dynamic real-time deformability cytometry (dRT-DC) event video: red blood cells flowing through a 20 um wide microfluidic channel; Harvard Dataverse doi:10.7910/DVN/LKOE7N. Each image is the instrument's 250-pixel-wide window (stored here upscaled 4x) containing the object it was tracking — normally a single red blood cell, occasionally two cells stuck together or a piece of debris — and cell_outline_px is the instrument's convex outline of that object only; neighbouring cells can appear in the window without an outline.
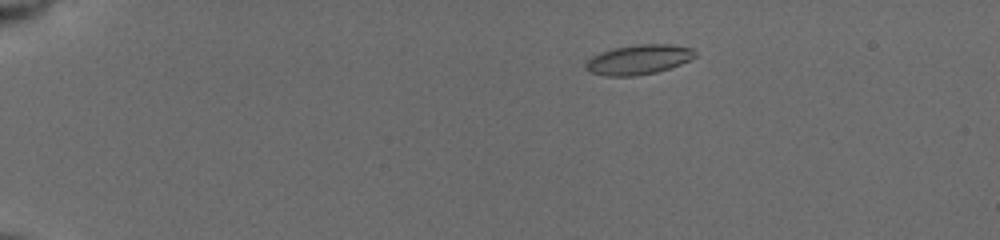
{"species": "common noctule bat (a hibernating species)", "species_latin": "Nyctalus noctula", "temperature_condition": "cold", "stored_images_in_passage": 27, "camera_frame_rate_fps": 3000, "um_per_image_px": 0.085, "animal": {"sex": "female", "body_mass_g": 19.5, "forearm_length_mm": 54.1}, "frame": {"image": 1, "passage_image": 1, "time_ms": 0.0, "image_size_px": [1000, 240], "cell_outline_px": [[696, 56], [680, 64], [656, 72], [632, 76], [604, 76], [592, 72], [584, 68], [584, 64], [592, 56], [600, 52], [616, 48], [636, 44], [672, 44], [692, 48], [696, 52]], "centroid_in_image_um": [54.27, 5.06], "position_along_channel_um": 30.7, "area_um2": 18.84}}
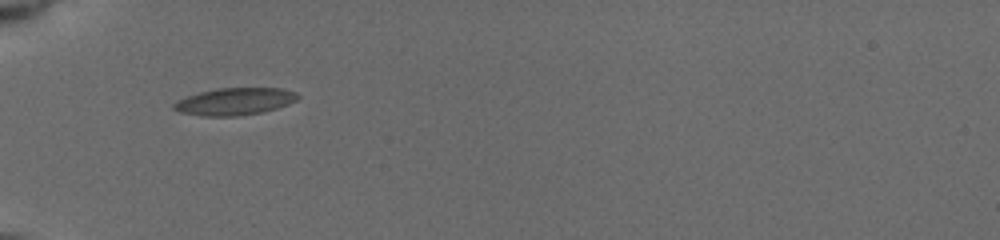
{"frame": {"image": 2, "passage_image": 18, "time_ms": 3.0, "image_size_px": [1000, 240], "cell_outline_px": [[300, 96], [296, 100], [288, 104], [264, 112], [236, 116], [200, 116], [180, 112], [172, 108], [172, 104], [176, 100], [200, 92], [216, 88], [280, 88], [296, 92]], "centroid_in_image_um": [19.93, 8.63], "position_along_channel_um": 65.1, "area_um2": 19.71}}
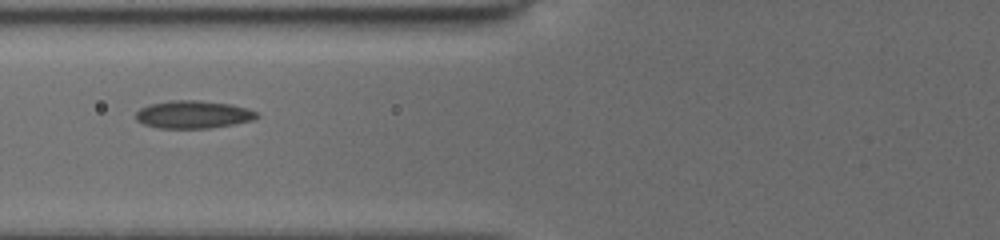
{"frame": {"image": 3, "passage_image": 26, "time_ms": 4.333, "image_size_px": [1000, 240], "cell_outline_px": [[260, 116], [252, 120], [232, 124], [208, 128], [156, 128], [144, 124], [136, 120], [136, 112], [140, 108], [148, 104], [172, 100], [200, 100], [232, 104], [248, 108], [256, 112]], "centroid_in_image_um": [16.41, 9.72], "position_along_channel_um": 109.4, "area_um2": 19.65}}